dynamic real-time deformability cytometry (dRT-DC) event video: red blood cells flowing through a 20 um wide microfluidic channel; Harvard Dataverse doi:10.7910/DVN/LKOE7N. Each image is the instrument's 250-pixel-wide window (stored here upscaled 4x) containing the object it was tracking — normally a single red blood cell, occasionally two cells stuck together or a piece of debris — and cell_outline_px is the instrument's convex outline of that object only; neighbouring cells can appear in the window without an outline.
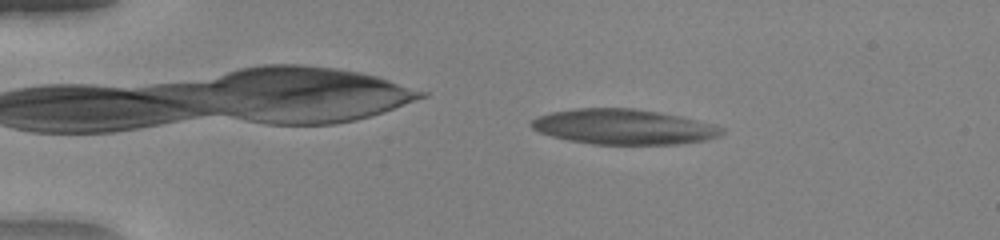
{"species": "human", "species_latin": "Homo sapiens", "temperature_condition": "warm", "stored_images_in_passage": 50, "camera_frame_rate_fps": 3000, "um_per_image_px": 0.085, "donor": {"sex": "female"}, "frame": {"image": 1, "passage_image": 9, "time_ms": 2.667, "image_size_px": [1000, 240], "cell_outline_px": [[724, 132], [720, 136], [704, 140], [676, 144], [592, 144], [568, 140], [552, 136], [540, 132], [532, 128], [528, 124], [536, 116], [552, 112], [576, 108], [632, 108], [660, 112], [680, 116], [716, 124], [724, 128]], "centroid_in_image_um": [53.01, 10.77], "position_along_channel_um": 32.0, "area_um2": 39.19}}
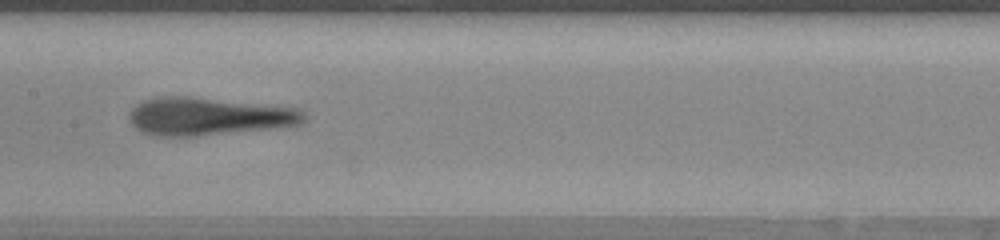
{"frame": {"image": 2, "passage_image": 26, "time_ms": 8.333, "image_size_px": [1000, 240], "cell_outline_px": [[308, 120], [304, 124], [276, 128], [196, 136], [152, 136], [140, 132], [128, 120], [128, 116], [132, 108], [136, 104], [144, 100], [160, 96], [188, 96], [300, 108], [308, 116]], "centroid_in_image_um": [17.75, 9.9], "position_along_channel_um": 189.6, "area_um2": 39.13}}
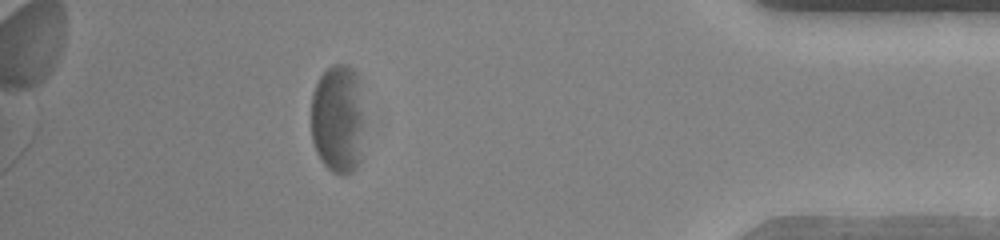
{"frame": {"image": 3, "passage_image": 45, "time_ms": 14.667, "image_size_px": [1000, 240], "cell_outline_px": [[364, 124], [360, 164], [352, 172], [344, 176], [340, 176], [332, 172], [320, 160], [316, 152], [312, 140], [312, 92], [320, 76], [332, 64], [348, 64], [356, 72], [364, 120]], "centroid_in_image_um": [28.73, 10.16], "position_along_channel_um": 406.5, "area_um2": 34.39}, "authors_computed_cell_mechanics": {"area_um2": 38.5237, "velocity_mm_per_s": 4.0038, "shape_relaxation_time_tau1_ms": 3.2733, "shape_relaxation_time_tau2_ms": 1.3077, "deformation_change_tau1": 0.179, "deformation_change_tau2": 0.1137}}